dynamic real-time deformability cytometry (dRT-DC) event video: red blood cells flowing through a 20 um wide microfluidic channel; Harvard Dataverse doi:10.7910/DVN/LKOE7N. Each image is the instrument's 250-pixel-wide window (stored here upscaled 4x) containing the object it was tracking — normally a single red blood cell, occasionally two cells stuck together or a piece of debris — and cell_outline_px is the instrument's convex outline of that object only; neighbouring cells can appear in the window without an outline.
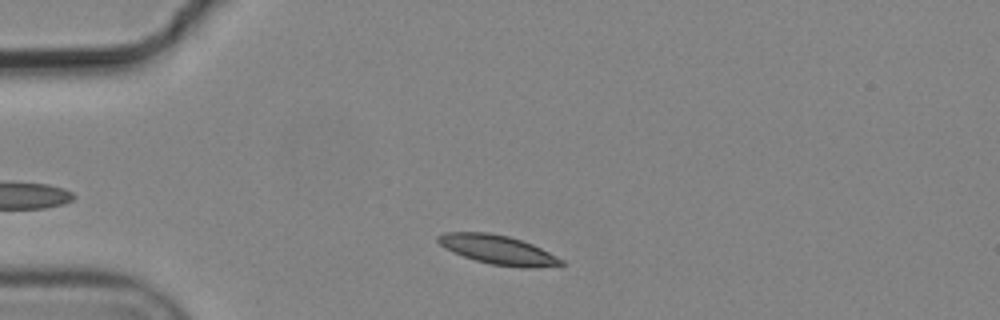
{"species": "common noctule bat (a hibernating species)", "species_latin": "Nyctalus noctula", "temperature_condition": "cold", "stored_images_in_passage": 3, "camera_frame_rate_fps": 3000, "um_per_image_px": 0.085, "animal": {"sex": "male", "body_mass_g": 19.2, "forearm_length_mm": 51.8}, "frame": {"image": 1, "passage_image": 1, "time_ms": 0.0, "image_size_px": [1000, 320], "cell_outline_px": [[568, 264], [532, 268], [524, 268], [492, 264], [476, 260], [452, 252], [444, 248], [436, 240], [436, 236], [444, 232], [488, 232], [508, 236], [532, 244], [564, 260]], "centroid_in_image_um": [42.31, 21.23], "position_along_channel_um": 42.7, "area_um2": 20.87}}
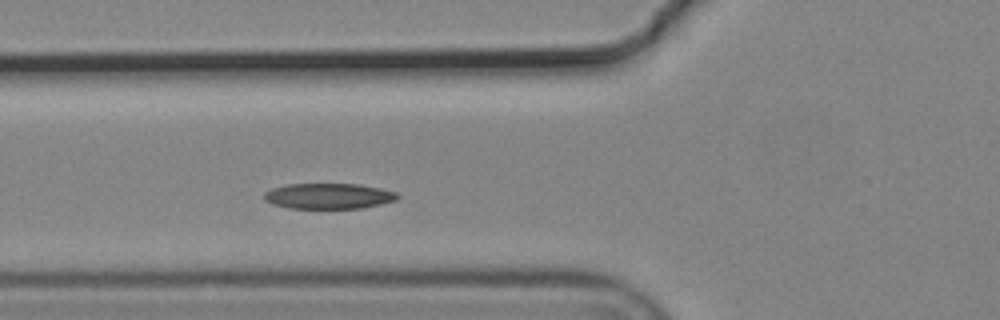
{"frame": {"image": 2, "passage_image": 3, "time_ms": 0.667, "image_size_px": [1000, 320], "cell_outline_px": [[400, 196], [396, 200], [380, 204], [360, 208], [288, 208], [272, 204], [264, 200], [264, 192], [272, 188], [288, 184], [360, 184], [380, 188], [396, 192]], "centroid_in_image_um": [27.92, 16.66], "position_along_channel_um": 97.9, "area_um2": 19.88}}